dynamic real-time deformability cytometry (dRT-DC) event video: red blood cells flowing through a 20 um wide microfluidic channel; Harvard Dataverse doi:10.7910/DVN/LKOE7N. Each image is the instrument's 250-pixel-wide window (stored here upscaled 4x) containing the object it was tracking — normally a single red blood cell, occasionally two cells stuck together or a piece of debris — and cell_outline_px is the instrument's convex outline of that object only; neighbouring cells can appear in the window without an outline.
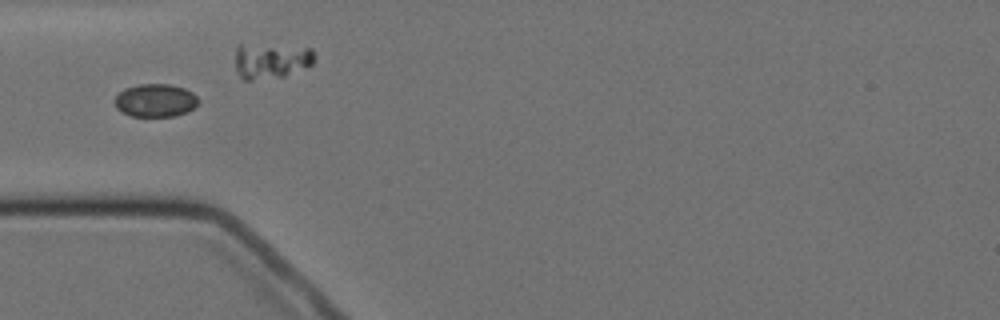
{"species": "Egyptian fruit bat (a non-hibernating species)", "species_latin": "Rousettus aegyptiacus", "temperature_condition": "cold", "stored_images_in_passage": 9, "camera_frame_rate_fps": 3000, "um_per_image_px": 0.085, "animal": {"sex": "female"}, "frame": {"image": 1, "passage_image": 4, "time_ms": 3.333, "image_size_px": [1000, 320], "cell_outline_px": [[200, 100], [188, 112], [176, 116], [132, 116], [120, 112], [116, 108], [112, 100], [124, 88], [140, 84], [168, 84], [184, 88], [192, 92]], "centroid_in_image_um": [13.17, 8.54], "position_along_channel_um": 71.8, "area_um2": 16.24}}